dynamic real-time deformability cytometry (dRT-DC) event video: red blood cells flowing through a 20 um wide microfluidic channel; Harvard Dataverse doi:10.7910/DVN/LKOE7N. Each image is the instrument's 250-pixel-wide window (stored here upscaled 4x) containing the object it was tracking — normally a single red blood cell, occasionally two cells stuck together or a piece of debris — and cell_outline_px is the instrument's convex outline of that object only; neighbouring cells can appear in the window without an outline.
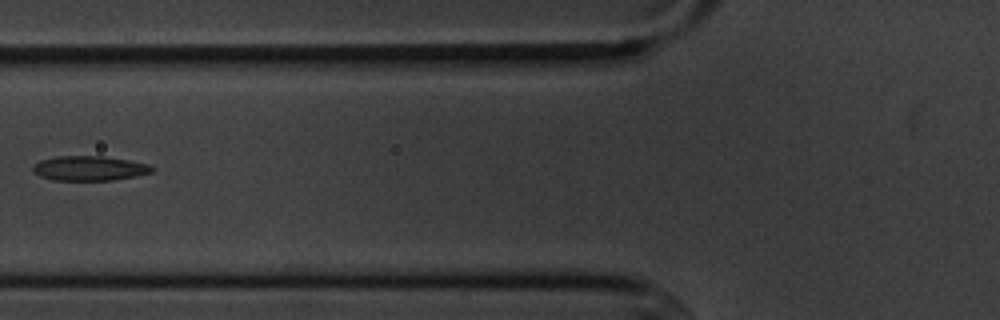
{"species": "common noctule bat (a hibernating species)", "species_latin": "Nyctalus noctula", "temperature_condition": "cold", "stored_images_in_passage": 8, "camera_frame_rate_fps": 3000, "um_per_image_px": 0.085, "animal": {"sex": "male", "body_mass_g": 20.1, "forearm_length_mm": 53.5}, "frame": {"image": 1, "passage_image": 7, "time_ms": 7.0, "image_size_px": [1000, 320], "cell_outline_px": [[156, 168], [152, 172], [136, 176], [112, 180], [52, 180], [40, 176], [32, 168], [40, 160], [56, 156], [104, 156], [128, 160], [148, 164]], "centroid_in_image_um": [7.63, 14.3], "position_along_channel_um": 118.2, "area_um2": 17.05}}
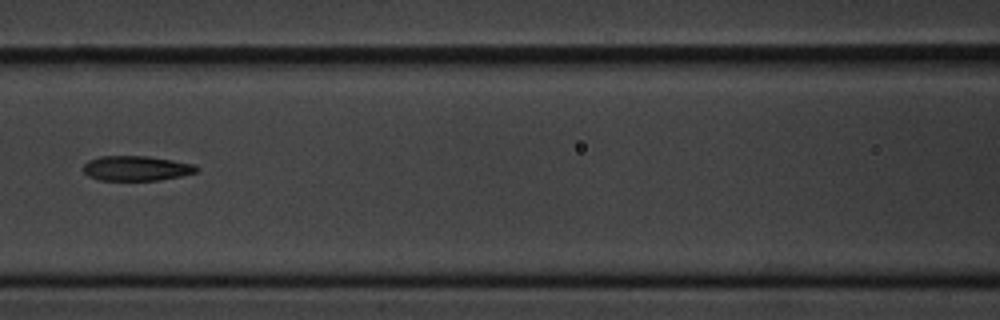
{"frame": {"image": 2, "passage_image": 8, "time_ms": 8.0, "image_size_px": [1000, 320], "cell_outline_px": [[200, 168], [196, 172], [180, 176], [160, 180], [100, 180], [88, 176], [84, 172], [84, 164], [88, 160], [100, 156], [148, 156], [172, 160], [192, 164]], "centroid_in_image_um": [11.57, 14.3], "position_along_channel_um": 155.0, "area_um2": 16.36}}